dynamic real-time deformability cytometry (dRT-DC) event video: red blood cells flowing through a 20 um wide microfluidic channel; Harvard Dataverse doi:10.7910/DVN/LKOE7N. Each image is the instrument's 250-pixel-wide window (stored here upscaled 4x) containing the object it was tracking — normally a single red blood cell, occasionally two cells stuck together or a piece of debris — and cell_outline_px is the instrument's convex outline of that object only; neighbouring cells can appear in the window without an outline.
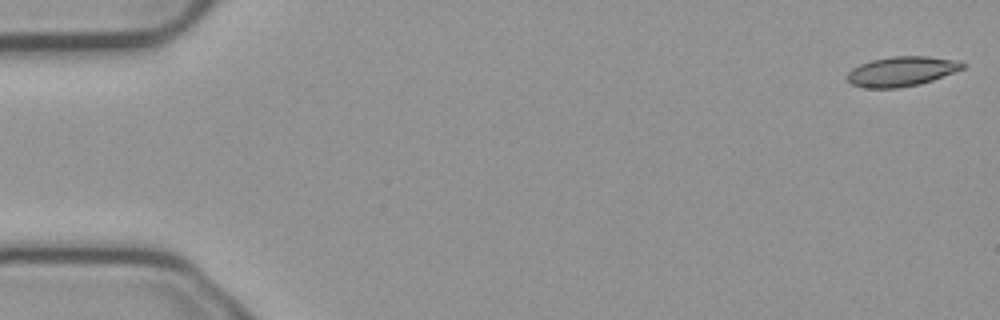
{"species": "common noctule bat (a hibernating species)", "species_latin": "Nyctalus noctula", "temperature_condition": "cold", "stored_images_in_passage": 4, "camera_frame_rate_fps": 3000, "um_per_image_px": 0.085, "animal": {"sex": "male", "body_mass_g": 23.1, "forearm_length_mm": 52.7}, "frame": {"image": 1, "passage_image": 1, "time_ms": 0.0, "image_size_px": [1000, 320], "cell_outline_px": [[964, 68], [932, 80], [920, 84], [896, 88], [868, 88], [852, 84], [848, 80], [848, 72], [852, 68], [860, 64], [872, 60], [892, 56], [928, 56], [956, 60], [964, 64]], "centroid_in_image_um": [76.62, 6.06], "position_along_channel_um": 8.4, "area_um2": 19.77}}